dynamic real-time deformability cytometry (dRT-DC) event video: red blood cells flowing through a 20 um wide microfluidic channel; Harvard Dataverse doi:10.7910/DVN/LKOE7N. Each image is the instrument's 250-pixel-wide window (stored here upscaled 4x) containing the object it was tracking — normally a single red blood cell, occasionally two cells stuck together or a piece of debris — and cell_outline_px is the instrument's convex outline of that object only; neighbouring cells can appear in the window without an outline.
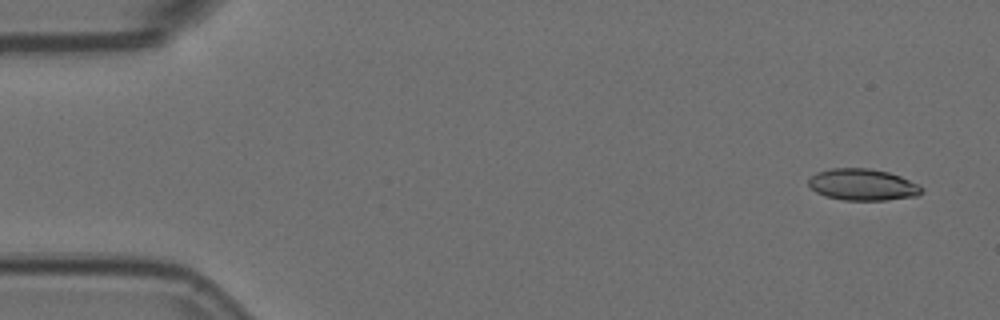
{"species": "Egyptian fruit bat (a non-hibernating species)", "species_latin": "Rousettus aegyptiacus", "temperature_condition": "room temperature", "stored_images_in_passage": 6, "camera_frame_rate_fps": 3000, "um_per_image_px": 0.085, "animal": {"sex": "female"}, "frame": {"image": 1, "passage_image": 1, "time_ms": 0.0, "image_size_px": [1000, 320], "cell_outline_px": [[924, 192], [916, 196], [884, 200], [844, 200], [824, 196], [816, 192], [808, 184], [808, 180], [816, 172], [832, 168], [868, 168], [888, 172], [900, 176], [920, 184], [924, 188]], "centroid_in_image_um": [73.35, 15.7], "position_along_channel_um": 11.7, "area_um2": 20.92}}
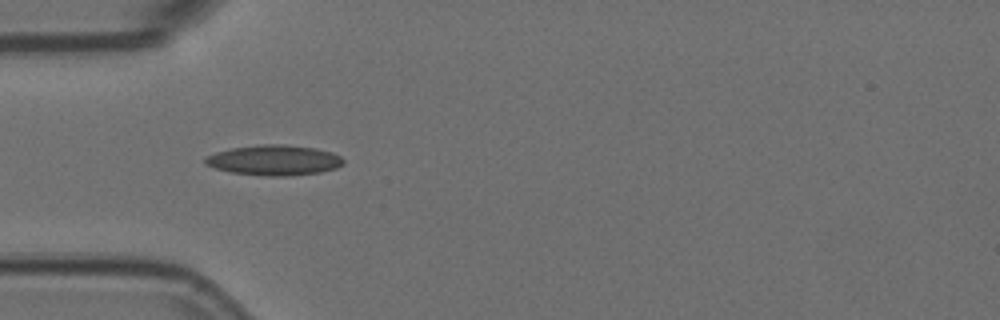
{"frame": {"image": 2, "passage_image": 5, "time_ms": 1.333, "image_size_px": [1000, 320], "cell_outline_px": [[344, 164], [336, 168], [320, 172], [292, 176], [268, 176], [232, 172], [216, 168], [204, 164], [204, 156], [216, 152], [232, 148], [260, 144], [284, 144], [316, 148], [332, 152], [340, 156], [344, 160]], "centroid_in_image_um": [23.31, 13.61], "position_along_channel_um": 61.7, "area_um2": 24.51}}
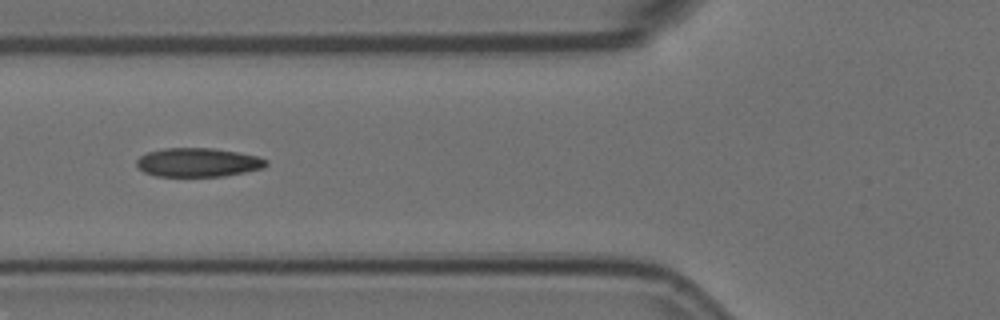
{"frame": {"image": 3, "passage_image": 6, "time_ms": 1.667, "image_size_px": [1000, 320], "cell_outline_px": [[268, 164], [264, 168], [224, 176], [156, 176], [144, 172], [136, 168], [136, 160], [140, 156], [148, 152], [164, 148], [216, 148], [256, 156], [268, 160]], "centroid_in_image_um": [16.81, 13.8], "position_along_channel_um": 109.0, "area_um2": 21.85}}